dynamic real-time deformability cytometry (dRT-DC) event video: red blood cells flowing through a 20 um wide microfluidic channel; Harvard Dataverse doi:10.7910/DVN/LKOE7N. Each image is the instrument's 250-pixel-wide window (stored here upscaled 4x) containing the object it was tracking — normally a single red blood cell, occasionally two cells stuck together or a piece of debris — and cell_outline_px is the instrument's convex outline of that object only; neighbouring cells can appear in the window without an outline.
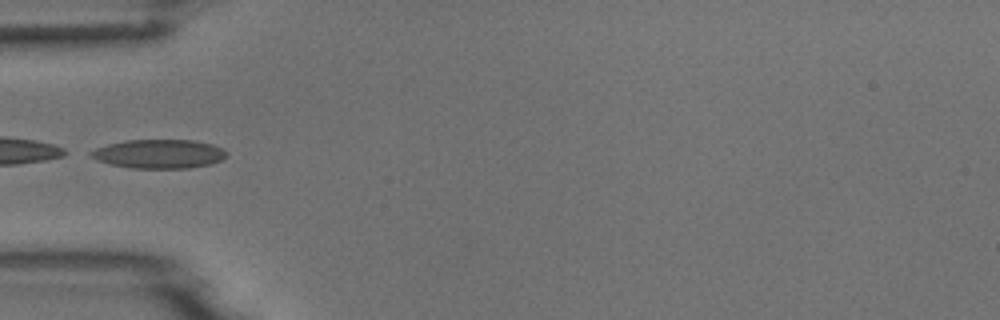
{"species": "common noctule bat (a hibernating species)", "species_latin": "Nyctalus noctula", "temperature_condition": "room temperature", "stored_images_in_passage": 5, "camera_frame_rate_fps": 3000, "um_per_image_px": 0.085, "animal": {"sex": "male", "body_mass_g": 18.8}, "frame": {"image": 1, "passage_image": 5, "time_ms": 1.333, "image_size_px": [1000, 320], "cell_outline_px": [[228, 156], [212, 164], [188, 168], [132, 168], [108, 164], [92, 156], [88, 152], [96, 148], [108, 144], [124, 140], [192, 140], [212, 144], [224, 148], [228, 152]], "centroid_in_image_um": [13.56, 13.08], "position_along_channel_um": 71.4, "area_um2": 22.95}}